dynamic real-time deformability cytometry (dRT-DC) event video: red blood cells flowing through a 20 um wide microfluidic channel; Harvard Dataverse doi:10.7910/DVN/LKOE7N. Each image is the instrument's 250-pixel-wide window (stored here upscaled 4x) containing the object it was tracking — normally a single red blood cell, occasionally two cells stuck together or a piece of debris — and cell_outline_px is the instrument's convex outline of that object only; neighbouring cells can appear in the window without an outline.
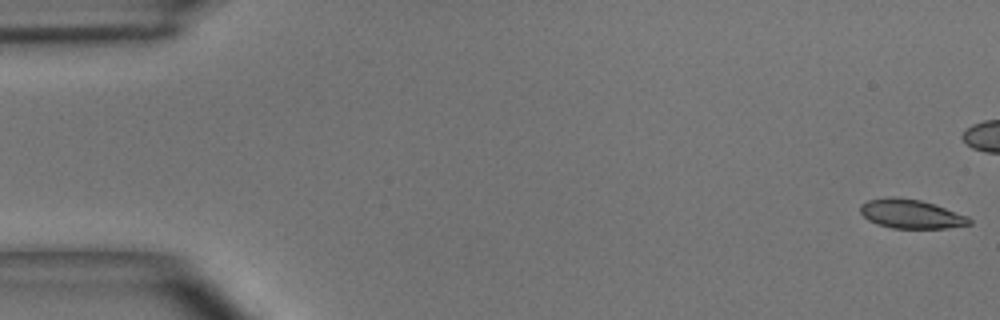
{"species": "common noctule bat (a hibernating species)", "species_latin": "Nyctalus noctula", "temperature_condition": "room temperature", "stored_images_in_passage": 41, "camera_frame_rate_fps": 3000, "um_per_image_px": 0.085, "animal": {"sex": "male", "body_mass_g": 15.6}, "frame": {"image": 1, "passage_image": 1, "time_ms": 0.0, "image_size_px": [1000, 320], "cell_outline_px": [[972, 224], [944, 228], [892, 228], [876, 224], [868, 220], [860, 212], [860, 204], [868, 200], [888, 196], [892, 196], [920, 200], [968, 216], [972, 220]], "centroid_in_image_um": [77.4, 18.18], "position_along_channel_um": 7.6, "area_um2": 18.38}}
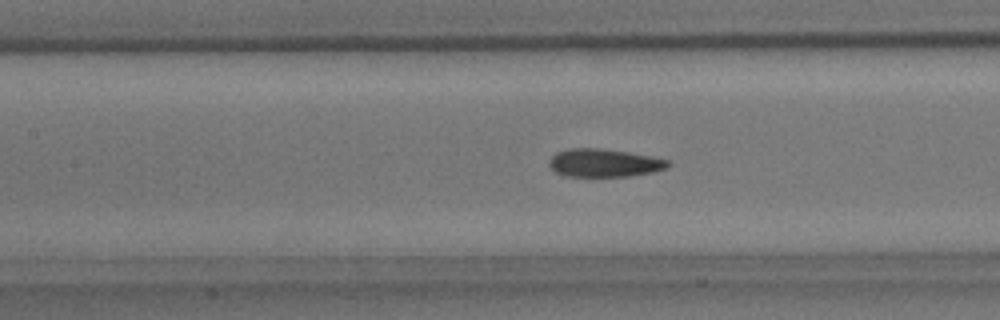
{"frame": {"image": 2, "passage_image": 22, "time_ms": 7.0, "image_size_px": [1000, 320], "cell_outline_px": [[672, 164], [664, 168], [652, 172], [628, 176], [568, 176], [556, 172], [548, 164], [548, 160], [556, 152], [568, 148], [600, 148], [628, 152], [668, 160]], "centroid_in_image_um": [51.31, 13.84], "position_along_channel_um": 156.1, "area_um2": 19.25}}
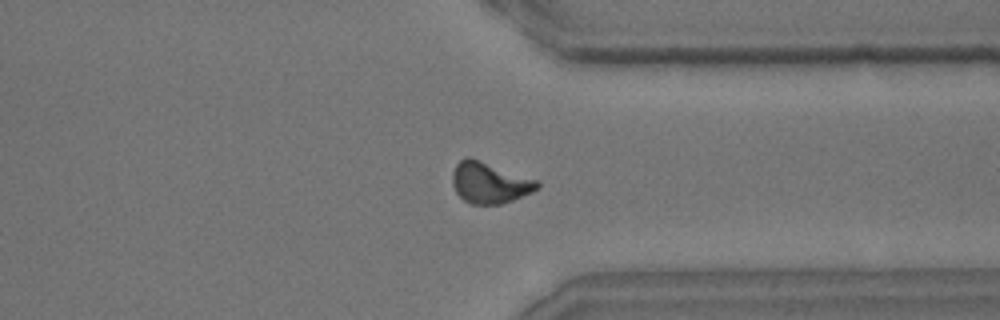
{"frame": {"image": 3, "passage_image": 38, "time_ms": 12.333, "image_size_px": [1000, 320], "cell_outline_px": [[540, 188], [532, 192], [512, 200], [500, 204], [472, 204], [464, 200], [456, 192], [452, 184], [452, 172], [456, 164], [464, 156], [468, 156], [540, 180]], "centroid_in_image_um": [41.63, 15.51], "position_along_channel_um": 369.8, "area_um2": 20.52}}